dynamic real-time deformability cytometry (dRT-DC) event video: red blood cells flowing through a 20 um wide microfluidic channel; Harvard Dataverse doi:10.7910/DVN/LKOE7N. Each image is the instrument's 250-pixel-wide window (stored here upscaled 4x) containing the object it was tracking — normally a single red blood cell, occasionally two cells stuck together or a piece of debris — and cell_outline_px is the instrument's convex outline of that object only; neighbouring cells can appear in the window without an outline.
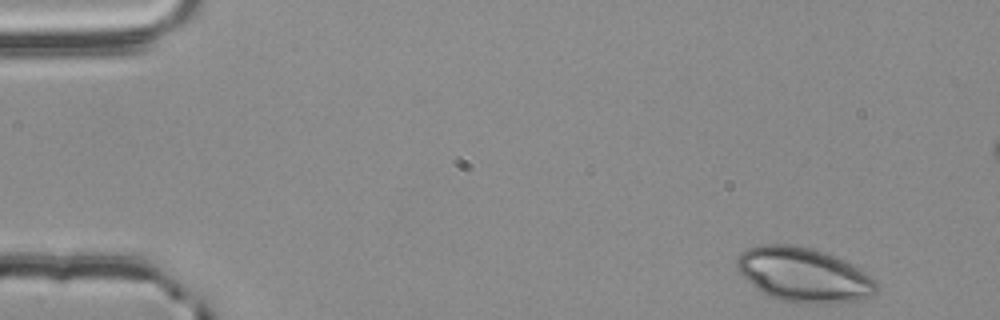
{"species": "common noctule bat (a hibernating species)", "species_latin": "Nyctalus noctula", "temperature_condition": "room temperature", "stored_images_in_passage": 53, "segment_of_instrument_passage": [1, 2], "camera_frame_rate_fps": 3000, "um_per_image_px": 0.085, "animal": {"sex": "male", "body_mass_g": 20.4}, "frame": {"image": 1, "passage_image": 1, "time_ms": 0.0, "image_size_px": [1000, 320], "cell_outline_px": [[876, 292], [860, 300], [840, 304], [796, 304], [780, 300], [756, 288], [736, 268], [736, 260], [740, 252], [748, 248], [760, 244], [792, 244], [824, 252], [844, 260], [852, 264], [872, 276], [876, 280]], "centroid_in_image_um": [68.33, 23.37], "position_along_channel_um": 16.7, "area_um2": 44.45}}
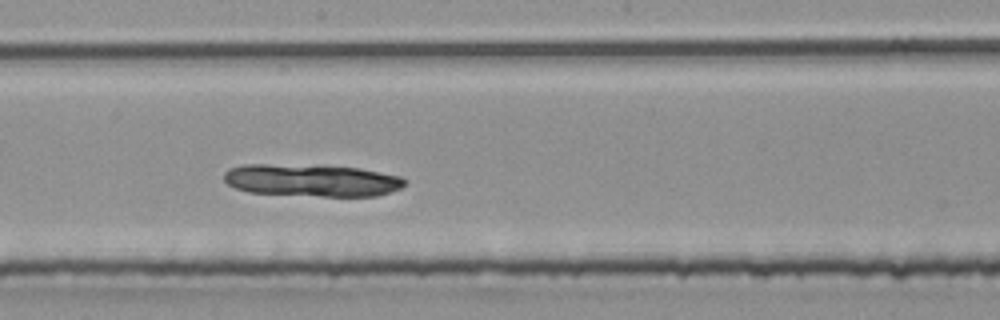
{"frame": {"image": 2, "passage_image": 27, "time_ms": 8.667, "image_size_px": [1000, 320], "cell_outline_px": [[408, 184], [400, 188], [376, 196], [320, 196], [248, 192], [236, 188], [228, 184], [224, 180], [224, 172], [228, 168], [244, 164], [264, 164], [360, 168], [400, 176], [408, 180]], "centroid_in_image_um": [26.5, 15.33], "position_along_channel_um": 221.7, "area_um2": 33.81}}
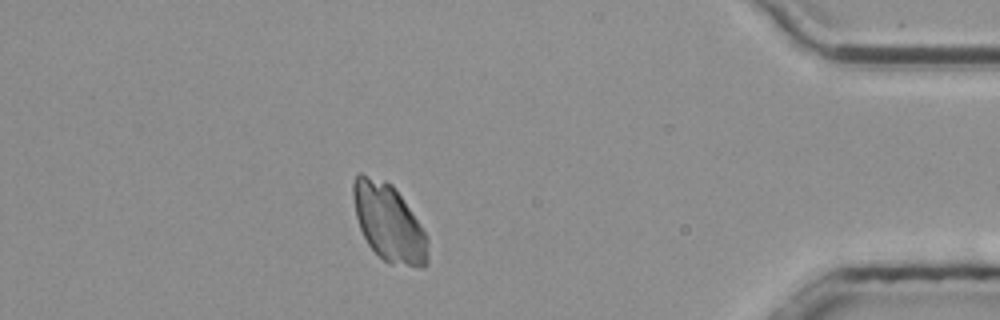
{"frame": {"image": 3, "passage_image": 45, "time_ms": 14.667, "image_size_px": [1000, 320], "cell_outline_px": [[428, 264], [424, 268], [420, 268], [388, 264], [368, 244], [360, 228], [356, 216], [352, 196], [352, 180], [360, 172], [384, 180], [392, 184], [420, 224], [428, 236]], "centroid_in_image_um": [33.05, 18.94], "position_along_channel_um": 402.1, "area_um2": 33.87}}